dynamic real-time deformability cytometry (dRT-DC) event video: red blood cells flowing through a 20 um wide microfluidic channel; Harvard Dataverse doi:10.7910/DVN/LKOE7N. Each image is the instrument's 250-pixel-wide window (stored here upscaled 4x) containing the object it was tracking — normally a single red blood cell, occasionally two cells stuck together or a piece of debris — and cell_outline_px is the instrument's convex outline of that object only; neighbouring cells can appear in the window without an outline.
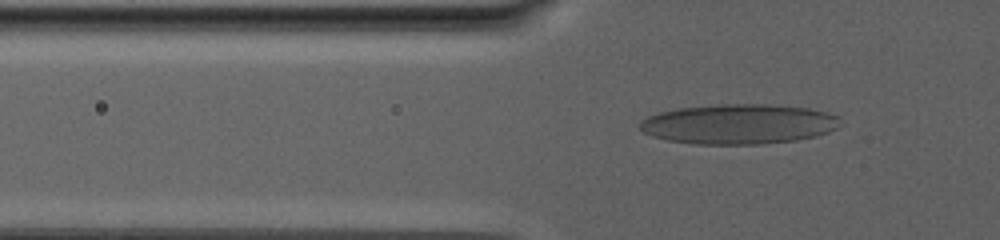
{"species": "human", "species_latin": "Homo sapiens", "temperature_condition": "warm", "stored_images_in_passage": 89, "camera_frame_rate_fps": 3000, "um_per_image_px": 0.085, "donor": {"sex": "male"}, "frame": {"image": 1, "passage_image": 33, "time_ms": 10.667, "image_size_px": [1000, 240], "cell_outline_px": [[840, 116], [836, 128], [828, 132], [816, 136], [796, 140], [760, 144], [696, 144], [668, 140], [652, 136], [644, 132], [640, 128], [640, 120], [648, 116], [660, 112], [680, 108], [720, 104], [768, 104], [808, 108]], "centroid_in_image_um": [62.78, 10.54], "position_along_channel_um": 63.0, "area_um2": 46.47}}
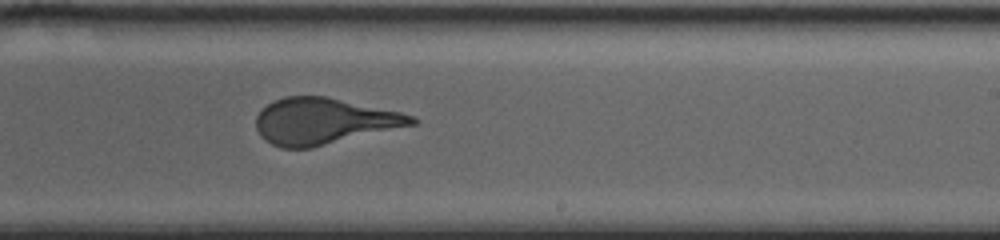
{"frame": {"image": 2, "passage_image": 59, "time_ms": 19.333, "image_size_px": [1000, 240], "cell_outline_px": [[420, 120], [416, 124], [312, 148], [280, 148], [264, 140], [260, 136], [256, 128], [256, 116], [268, 104], [284, 96], [328, 96], [400, 112], [416, 116]], "centroid_in_image_um": [27.53, 10.3], "position_along_channel_um": 261.5, "area_um2": 42.08}}
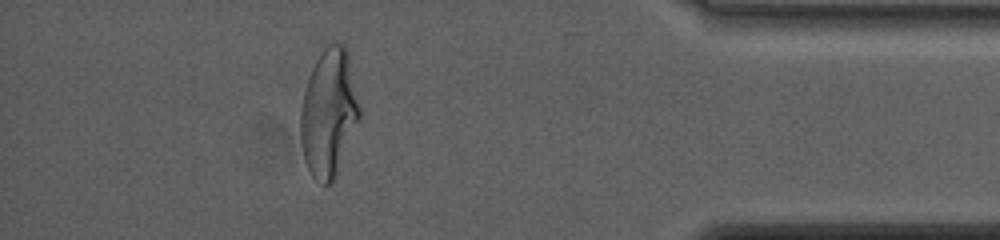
{"frame": {"image": 3, "passage_image": 81, "time_ms": 26.667, "image_size_px": [1000, 240], "cell_outline_px": [[360, 120], [332, 184], [324, 184], [312, 176], [304, 160], [300, 140], [300, 112], [304, 92], [312, 68], [316, 60], [324, 48], [328, 44], [344, 44], [348, 52], [360, 108]], "centroid_in_image_um": [27.95, 9.62], "position_along_channel_um": 407.3, "area_um2": 43.75}, "authors_computed_cell_mechanics": {"area_um2": 44.1014, "velocity_mm_per_s": 2.4177, "shape_relaxation_time_tau1_ms": 11.2958, "shape_relaxation_time_tau2_ms": null, "deformation_change_tau1": 0.2858, "deformation_change_tau2": null}}